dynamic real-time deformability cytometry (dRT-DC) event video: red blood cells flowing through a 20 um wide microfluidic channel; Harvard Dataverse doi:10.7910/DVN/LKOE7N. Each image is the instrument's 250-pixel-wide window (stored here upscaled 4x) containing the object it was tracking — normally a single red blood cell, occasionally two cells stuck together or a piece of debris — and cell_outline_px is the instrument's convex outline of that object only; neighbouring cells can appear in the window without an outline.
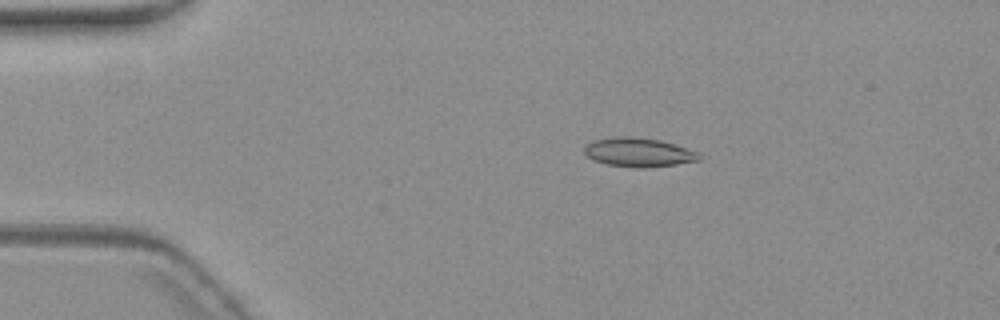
{"species": "common noctule bat (a hibernating species)", "species_latin": "Nyctalus noctula", "temperature_condition": "warm", "stored_images_in_passage": 7, "camera_frame_rate_fps": 3000, "um_per_image_px": 0.085, "animal": {"sex": "female", "body_mass_g": 19.3, "forearm_length_mm": 54.1}, "frame": {"image": 1, "passage_image": 3, "time_ms": 3.333, "image_size_px": [1000, 320], "cell_outline_px": [[700, 160], [676, 164], [644, 168], [640, 168], [604, 164], [592, 160], [584, 152], [584, 144], [592, 140], [612, 136], [632, 136], [660, 140], [688, 148], [696, 152], [700, 156]], "centroid_in_image_um": [54.21, 12.93], "position_along_channel_um": 30.8, "area_um2": 19.59}}
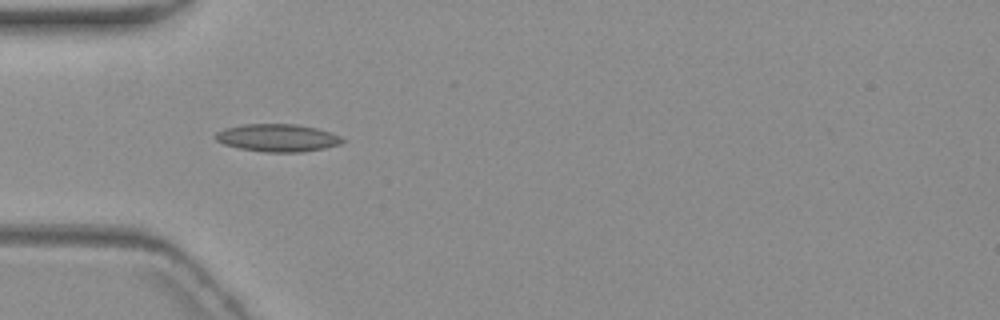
{"frame": {"image": 2, "passage_image": 5, "time_ms": 5.667, "image_size_px": [1000, 320], "cell_outline_px": [[348, 140], [340, 144], [324, 148], [304, 152], [264, 152], [240, 148], [224, 144], [216, 140], [212, 136], [216, 132], [224, 128], [244, 124], [296, 124], [316, 128], [332, 132]], "centroid_in_image_um": [23.6, 11.71], "position_along_channel_um": 61.4, "area_um2": 20.63}}
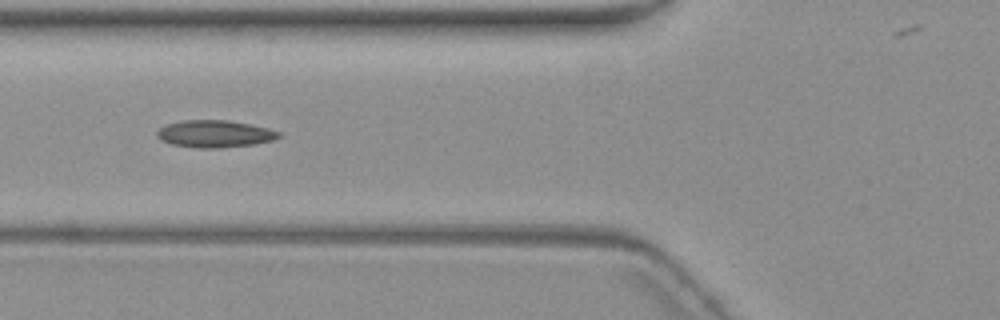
{"frame": {"image": 3, "passage_image": 6, "time_ms": 7.0, "image_size_px": [1000, 320], "cell_outline_px": [[280, 136], [272, 140], [252, 144], [220, 148], [196, 148], [172, 144], [160, 140], [156, 136], [156, 132], [160, 128], [168, 124], [184, 120], [228, 120], [268, 128], [280, 132]], "centroid_in_image_um": [18.22, 11.38], "position_along_channel_um": 107.6, "area_um2": 19.13}}